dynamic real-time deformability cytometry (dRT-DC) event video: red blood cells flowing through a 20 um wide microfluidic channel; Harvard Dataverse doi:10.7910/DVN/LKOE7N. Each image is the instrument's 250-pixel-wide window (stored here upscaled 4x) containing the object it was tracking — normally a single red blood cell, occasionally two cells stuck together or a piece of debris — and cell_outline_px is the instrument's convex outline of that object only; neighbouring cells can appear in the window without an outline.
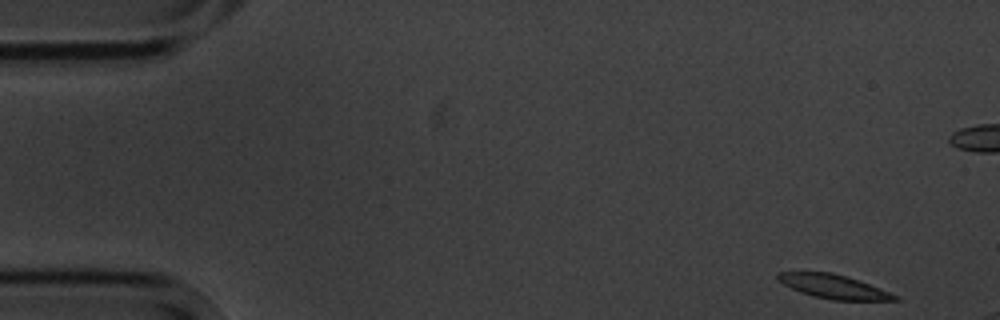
{"species": "common noctule bat (a hibernating species)", "species_latin": "Nyctalus noctula", "temperature_condition": "cold", "stored_images_in_passage": 4, "camera_frame_rate_fps": 3000, "um_per_image_px": 0.085, "animal": {"sex": "male", "body_mass_g": 20.1, "forearm_length_mm": 53.5}, "frame": {"image": 1, "passage_image": 1, "time_ms": 0.0, "image_size_px": [1000, 320], "cell_outline_px": [[900, 300], [832, 300], [812, 296], [800, 292], [784, 284], [776, 276], [776, 272], [832, 272], [868, 284], [888, 292], [896, 296]], "centroid_in_image_um": [70.79, 24.36], "position_along_channel_um": 14.2, "area_um2": 15.84}}